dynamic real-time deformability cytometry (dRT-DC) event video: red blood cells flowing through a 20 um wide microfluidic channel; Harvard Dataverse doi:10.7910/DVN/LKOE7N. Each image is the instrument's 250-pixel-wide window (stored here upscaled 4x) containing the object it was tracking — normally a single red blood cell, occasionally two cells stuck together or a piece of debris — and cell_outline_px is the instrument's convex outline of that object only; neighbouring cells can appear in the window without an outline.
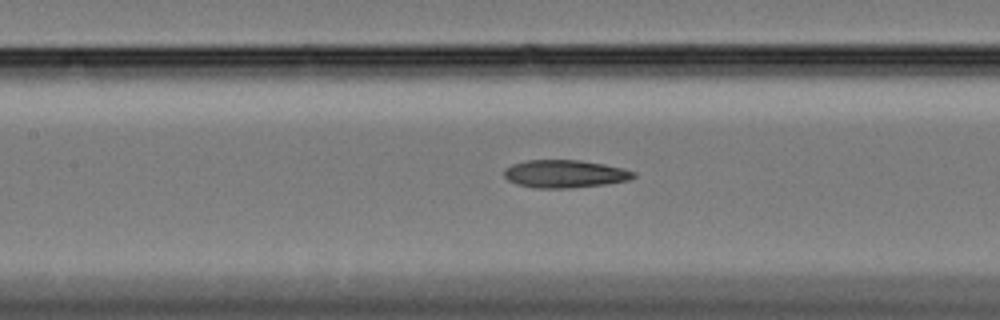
{"species": "Egyptian fruit bat (a non-hibernating species)", "species_latin": "Rousettus aegyptiacus", "temperature_condition": "cold", "stored_images_in_passage": 40, "camera_frame_rate_fps": 3000, "um_per_image_px": 0.085, "animal": {"sex": "female"}, "frame": {"image": 1, "passage_image": 18, "time_ms": 5.667, "image_size_px": [1000, 320], "cell_outline_px": [[636, 176], [628, 180], [604, 184], [572, 188], [532, 188], [516, 184], [508, 180], [504, 176], [504, 168], [512, 164], [524, 160], [580, 160], [604, 164], [624, 168], [636, 172]], "centroid_in_image_um": [47.99, 14.77], "position_along_channel_um": 159.4, "area_um2": 21.15}}
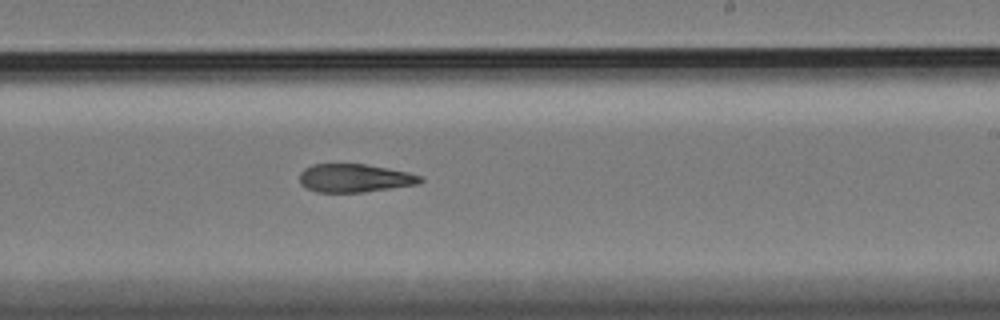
{"frame": {"image": 2, "passage_image": 27, "time_ms": 8.667, "image_size_px": [1000, 320], "cell_outline_px": [[424, 180], [416, 184], [360, 192], [316, 192], [300, 184], [300, 172], [304, 168], [312, 164], [364, 164], [408, 172], [424, 176]], "centroid_in_image_um": [30.12, 15.13], "position_along_channel_um": 258.9, "area_um2": 19.71}}
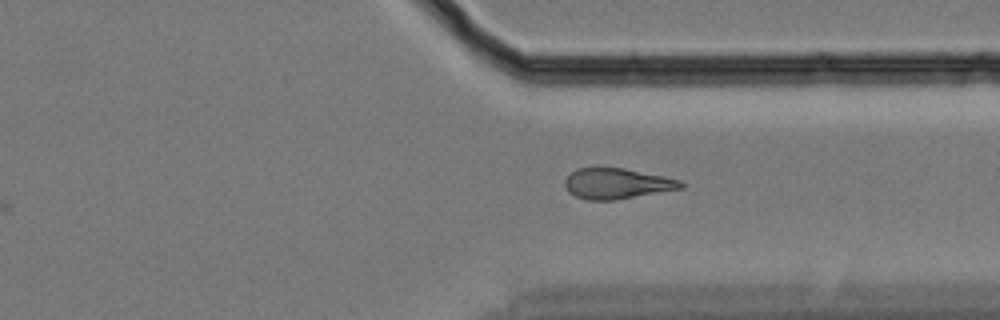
{"frame": {"image": 3, "passage_image": 36, "time_ms": 11.667, "image_size_px": [1000, 320], "cell_outline_px": [[684, 188], [616, 200], [588, 200], [576, 196], [568, 192], [564, 184], [564, 180], [576, 168], [592, 164], [600, 164], [624, 168], [664, 176], [680, 180], [684, 184]], "centroid_in_image_um": [52.38, 15.55], "position_along_channel_um": 359.0, "area_um2": 21.5}}